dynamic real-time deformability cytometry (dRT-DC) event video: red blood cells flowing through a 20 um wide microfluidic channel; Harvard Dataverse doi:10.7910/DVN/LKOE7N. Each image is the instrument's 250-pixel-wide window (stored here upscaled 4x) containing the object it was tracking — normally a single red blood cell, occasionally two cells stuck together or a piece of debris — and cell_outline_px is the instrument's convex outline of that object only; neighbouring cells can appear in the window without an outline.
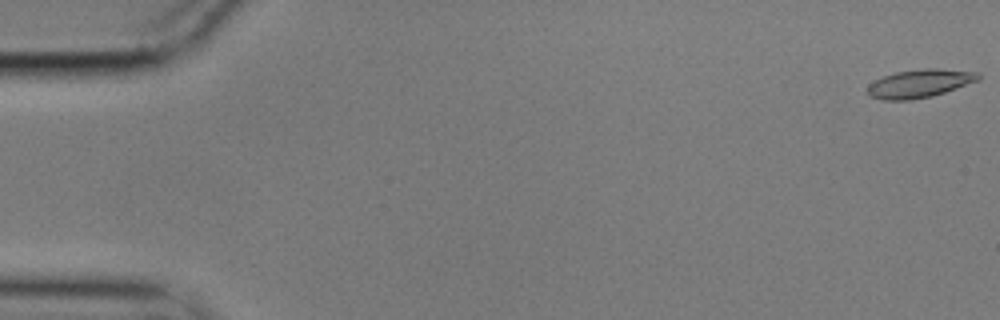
{"species": "common noctule bat (a hibernating species)", "species_latin": "Nyctalus noctula", "temperature_condition": "cold", "stored_images_in_passage": 6, "camera_frame_rate_fps": 3000, "um_per_image_px": 0.085, "animal": {"sex": "male", "body_mass_g": 17.9}, "frame": {"image": 1, "passage_image": 1, "time_ms": 0.0, "image_size_px": [1000, 320], "cell_outline_px": [[980, 80], [932, 96], [912, 100], [884, 100], [868, 96], [868, 84], [884, 76], [896, 72], [924, 68], [936, 68], [980, 72]], "centroid_in_image_um": [78.18, 7.09], "position_along_channel_um": 6.8, "area_um2": 18.26}}